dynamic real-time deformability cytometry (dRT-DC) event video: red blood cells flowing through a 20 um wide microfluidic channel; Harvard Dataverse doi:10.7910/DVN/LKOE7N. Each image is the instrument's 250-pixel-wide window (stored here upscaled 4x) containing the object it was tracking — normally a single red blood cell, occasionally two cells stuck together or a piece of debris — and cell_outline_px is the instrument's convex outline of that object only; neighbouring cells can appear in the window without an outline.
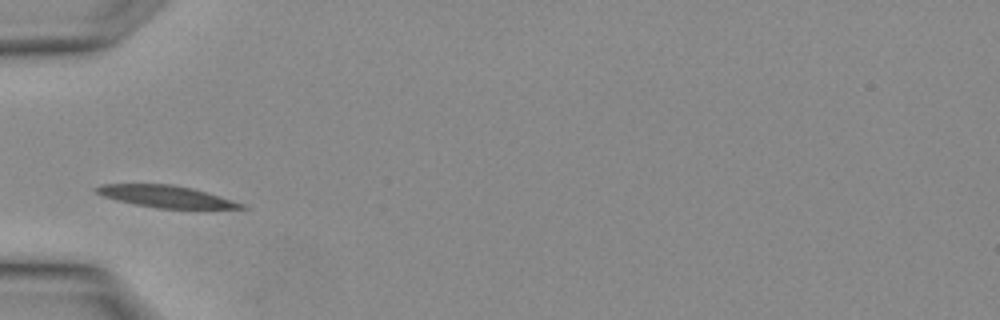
{"species": "Egyptian fruit bat (a non-hibernating species)", "species_latin": "Rousettus aegyptiacus", "temperature_condition": "warm", "stored_images_in_passage": 1, "camera_frame_rate_fps": 3000, "um_per_image_px": 0.085, "animal": {"sex": "female"}, "frame": {"image": 1, "passage_image": 1, "time_ms": 0.0, "image_size_px": [1000, 320], "cell_outline_px": [[244, 208], [160, 208], [136, 204], [116, 200], [104, 196], [96, 192], [92, 188], [100, 184], [172, 184], [192, 188], [232, 200], [244, 204]], "centroid_in_image_um": [14.02, 16.68], "position_along_channel_um": 71.0, "area_um2": 18.09}}